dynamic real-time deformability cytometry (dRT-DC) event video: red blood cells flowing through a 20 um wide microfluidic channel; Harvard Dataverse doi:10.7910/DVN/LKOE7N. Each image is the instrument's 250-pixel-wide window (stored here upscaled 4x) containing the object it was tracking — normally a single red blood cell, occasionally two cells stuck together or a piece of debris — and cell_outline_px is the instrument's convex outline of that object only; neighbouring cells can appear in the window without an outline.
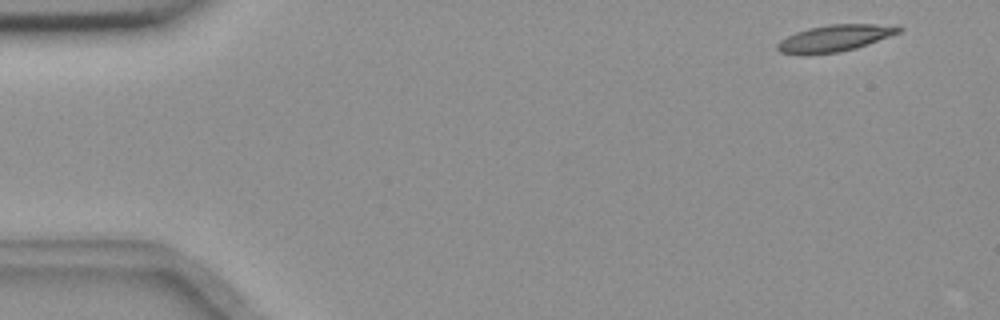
{"species": "common noctule bat (a hibernating species)", "species_latin": "Nyctalus noctula", "temperature_condition": "room temperature", "stored_images_in_passage": 5, "camera_frame_rate_fps": 3000, "um_per_image_px": 0.085, "animal": {"sex": "female", "body_mass_g": 18.4}, "frame": {"image": 1, "passage_image": 1, "time_ms": 0.0, "image_size_px": [1000, 320], "cell_outline_px": [[904, 28], [900, 32], [868, 44], [856, 48], [840, 52], [808, 56], [800, 56], [780, 52], [776, 48], [776, 44], [780, 40], [796, 32], [808, 28], [828, 24], [876, 24]], "centroid_in_image_um": [70.86, 3.28], "position_along_channel_um": 14.1, "area_um2": 19.07}}
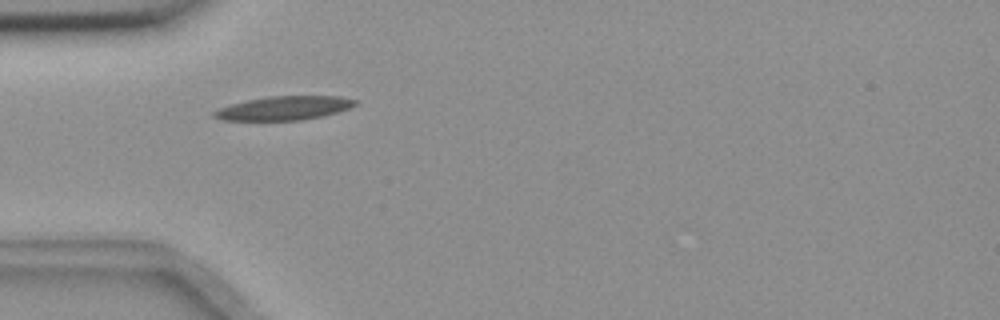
{"frame": {"image": 2, "passage_image": 4, "time_ms": 1.0, "image_size_px": [1000, 320], "cell_outline_px": [[356, 104], [348, 108], [336, 112], [320, 116], [300, 120], [220, 120], [212, 116], [212, 112], [220, 108], [232, 104], [248, 100], [268, 96], [340, 96], [356, 100]], "centroid_in_image_um": [24.11, 9.19], "position_along_channel_um": 60.9, "area_um2": 19.31}}